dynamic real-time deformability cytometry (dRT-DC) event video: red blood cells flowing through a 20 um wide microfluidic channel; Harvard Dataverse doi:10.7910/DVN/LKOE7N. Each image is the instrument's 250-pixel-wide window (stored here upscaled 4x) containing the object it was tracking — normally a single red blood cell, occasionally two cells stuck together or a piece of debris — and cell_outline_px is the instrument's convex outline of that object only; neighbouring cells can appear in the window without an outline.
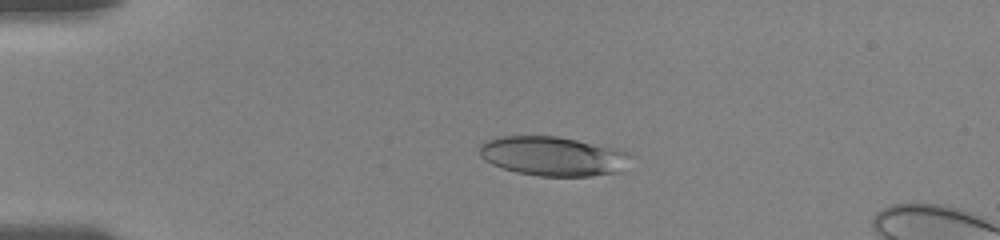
{"species": "human", "species_latin": "Homo sapiens", "temperature_condition": "room temperature", "stored_images_in_passage": 9, "camera_frame_rate_fps": 3000, "um_per_image_px": 0.085, "donor": {"sex": "female"}, "frame": {"image": 1, "passage_image": 8, "time_ms": 4.0, "image_size_px": [1000, 240], "cell_outline_px": [[632, 156], [616, 172], [592, 176], [540, 176], [516, 172], [492, 164], [484, 160], [480, 156], [480, 144], [484, 140], [500, 136], [556, 136], [616, 148], [628, 152]], "centroid_in_image_um": [46.94, 13.26], "position_along_channel_um": 38.1, "area_um2": 34.39}}